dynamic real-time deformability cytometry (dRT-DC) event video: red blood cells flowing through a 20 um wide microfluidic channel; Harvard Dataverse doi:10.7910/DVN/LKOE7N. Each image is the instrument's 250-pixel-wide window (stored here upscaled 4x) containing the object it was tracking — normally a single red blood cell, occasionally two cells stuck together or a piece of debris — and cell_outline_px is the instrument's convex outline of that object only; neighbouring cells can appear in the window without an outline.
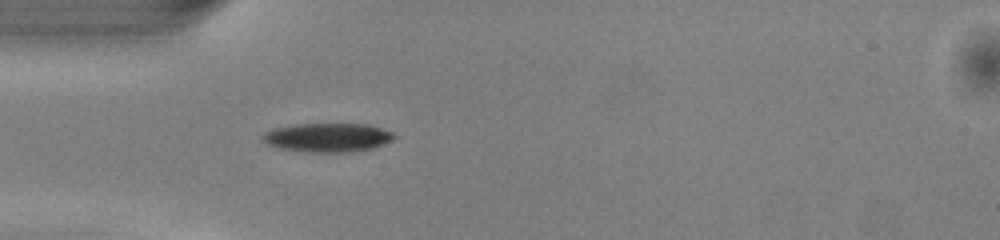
{"species": "common noctule bat (a hibernating species)", "species_latin": "Nyctalus noctula", "temperature_condition": "warm", "stored_images_in_passage": 36, "camera_frame_rate_fps": 3000, "um_per_image_px": 0.085, "animal": {"sex": "male", "body_mass_g": 13.0, "forearm_length_mm": 53.1}, "frame": {"image": 1, "passage_image": 1, "time_ms": 0.0, "image_size_px": [1000, 240], "cell_outline_px": [[396, 136], [392, 140], [384, 144], [372, 148], [352, 152], [304, 152], [280, 148], [268, 144], [260, 140], [260, 136], [264, 132], [272, 128], [296, 124], [368, 124], [392, 132]], "centroid_in_image_um": [27.8, 11.69], "position_along_channel_um": 57.2, "area_um2": 22.31}}
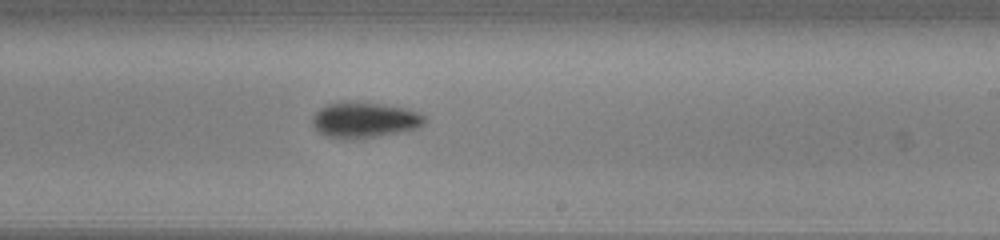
{"frame": {"image": 2, "passage_image": 16, "time_ms": 5.0, "image_size_px": [1000, 240], "cell_outline_px": [[428, 120], [420, 128], [360, 140], [340, 140], [324, 136], [312, 124], [312, 116], [320, 108], [328, 104], [340, 100], [344, 100], [384, 104], [404, 108], [416, 112], [424, 116]], "centroid_in_image_um": [30.96, 10.21], "position_along_channel_um": 258.0, "area_um2": 24.04}}
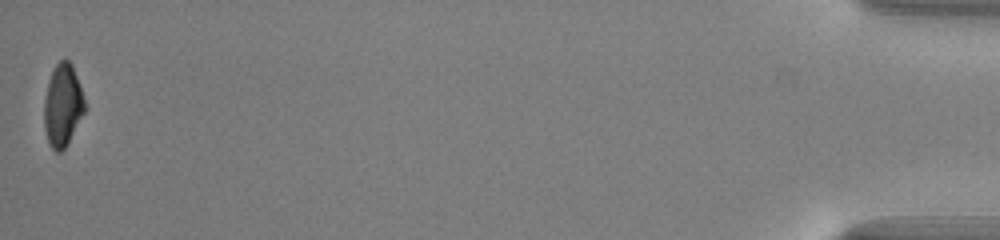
{"frame": {"image": 3, "passage_image": 36, "time_ms": 11.667, "image_size_px": [1000, 240], "cell_outline_px": [[84, 112], [68, 144], [60, 152], [56, 152], [48, 144], [44, 128], [44, 100], [48, 84], [52, 72], [56, 64], [64, 56], [72, 64], [80, 84], [84, 100]], "centroid_in_image_um": [5.32, 8.95], "position_along_channel_um": 429.9, "area_um2": 19.48}, "authors_computed_cell_mechanics": {"area_um2": 22.1952, "velocity_mm_per_s": 4.1036, "shape_relaxation_time_tau1_ms": 2.3195, "shape_relaxation_time_tau2_ms": null, "deformation_change_tau1": 0.1143, "deformation_change_tau2": null}}